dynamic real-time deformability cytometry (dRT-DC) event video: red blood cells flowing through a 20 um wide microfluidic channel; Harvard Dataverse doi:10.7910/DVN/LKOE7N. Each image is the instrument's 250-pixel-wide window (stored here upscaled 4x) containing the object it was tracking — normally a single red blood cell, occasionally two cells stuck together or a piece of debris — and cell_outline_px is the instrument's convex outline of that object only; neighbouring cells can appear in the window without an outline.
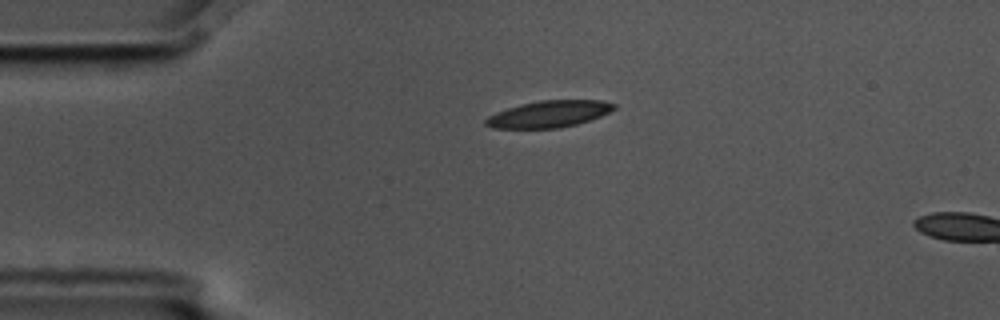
{"species": "common noctule bat (a hibernating species)", "species_latin": "Nyctalus noctula", "temperature_condition": "cold", "stored_images_in_passage": 2, "camera_frame_rate_fps": 3000, "um_per_image_px": 0.085, "animal": {"sex": "male", "body_mass_g": 17.5, "forearm_length_mm": 52.3}, "frame": {"image": 1, "passage_image": 1, "time_ms": 0.0, "image_size_px": [1000, 320], "cell_outline_px": [[616, 108], [600, 116], [576, 124], [560, 128], [492, 128], [484, 124], [484, 120], [488, 116], [496, 112], [520, 104], [540, 100], [600, 100], [616, 104]], "centroid_in_image_um": [46.63, 9.69], "position_along_channel_um": 38.4, "area_um2": 19.88}}